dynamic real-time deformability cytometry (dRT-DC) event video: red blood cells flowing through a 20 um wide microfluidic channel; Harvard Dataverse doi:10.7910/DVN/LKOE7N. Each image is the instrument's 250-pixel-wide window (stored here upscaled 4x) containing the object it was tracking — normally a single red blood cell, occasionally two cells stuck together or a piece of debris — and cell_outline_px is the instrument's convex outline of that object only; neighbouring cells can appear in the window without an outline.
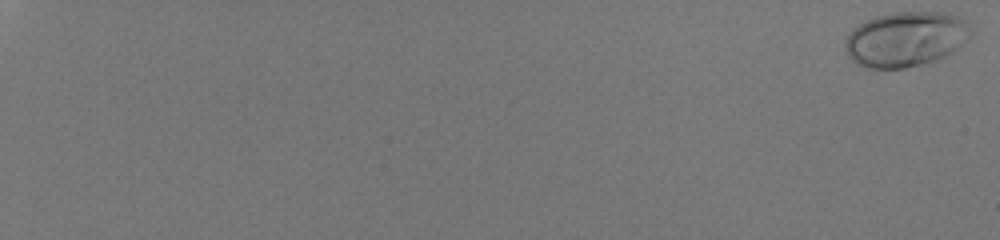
{"species": "human", "species_latin": "Homo sapiens", "temperature_condition": "room temperature", "stored_images_in_passage": 58, "camera_frame_rate_fps": 3000, "um_per_image_px": 0.085, "donor": {"sex": "male"}, "frame": {"image": 1, "passage_image": 1, "time_ms": 0.0, "image_size_px": [1000, 240], "cell_outline_px": [[968, 40], [952, 52], [936, 60], [904, 68], [868, 68], [852, 60], [848, 56], [844, 48], [848, 32], [864, 20], [876, 16], [892, 12], [940, 12], [956, 16], [964, 20], [968, 28]], "centroid_in_image_um": [76.93, 3.32], "position_along_channel_um": 8.1, "area_um2": 40.0}}
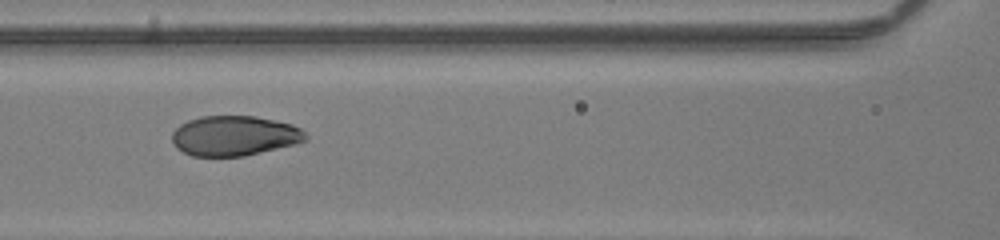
{"frame": {"image": 2, "passage_image": 33, "time_ms": 10.667, "image_size_px": [1000, 240], "cell_outline_px": [[308, 140], [296, 144], [244, 156], [192, 156], [176, 148], [172, 140], [172, 132], [180, 124], [188, 120], [200, 116], [256, 116], [292, 124], [300, 128], [308, 136]], "centroid_in_image_um": [19.93, 11.54], "position_along_channel_um": 146.7, "area_um2": 31.27}}
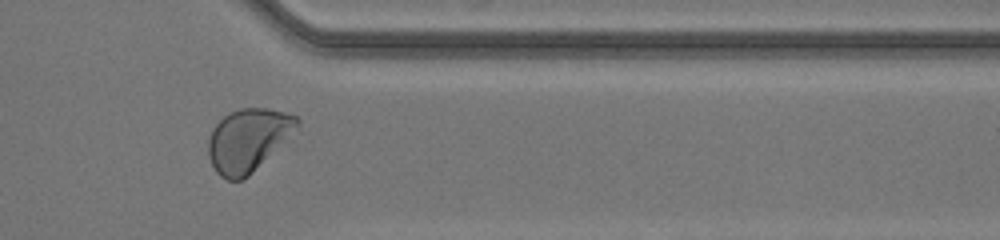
{"frame": {"image": 3, "passage_image": 51, "time_ms": 16.667, "image_size_px": [1000, 240], "cell_outline_px": [[300, 124], [288, 140], [244, 180], [228, 180], [220, 176], [216, 172], [208, 156], [208, 140], [212, 128], [228, 112], [240, 108], [268, 108], [284, 112], [296, 116], [300, 120]], "centroid_in_image_um": [21.09, 11.9], "position_along_channel_um": 390.3, "area_um2": 32.77}, "authors_computed_cell_mechanics": {"area_um2": 32.5125, "velocity_mm_per_s": 4.0561, "shape_relaxation_time_tau1_ms": 3.7684, "shape_relaxation_time_tau2_ms": null, "deformation_change_tau1": 0.1893, "deformation_change_tau2": null}}